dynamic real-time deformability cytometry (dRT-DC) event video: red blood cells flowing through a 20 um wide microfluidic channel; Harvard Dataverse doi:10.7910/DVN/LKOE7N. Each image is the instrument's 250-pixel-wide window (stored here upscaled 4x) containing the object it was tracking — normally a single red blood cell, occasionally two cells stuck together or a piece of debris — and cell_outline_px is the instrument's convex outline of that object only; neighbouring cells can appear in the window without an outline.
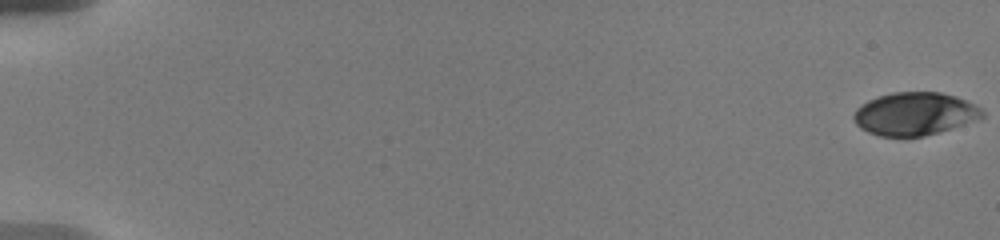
{"species": "human", "species_latin": "Homo sapiens", "temperature_condition": "warm", "stored_images_in_passage": 27, "camera_frame_rate_fps": 3000, "um_per_image_px": 0.085, "donor": {"sex": "male"}, "frame": {"image": 1, "passage_image": 1, "time_ms": 0.0, "image_size_px": [1000, 240], "cell_outline_px": [[984, 116], [924, 136], [880, 136], [868, 132], [860, 128], [856, 124], [852, 116], [856, 108], [868, 100], [892, 92], [940, 92], [956, 96], [980, 108], [984, 112]], "centroid_in_image_um": [77.67, 9.66], "position_along_channel_um": 7.3, "area_um2": 31.56}}
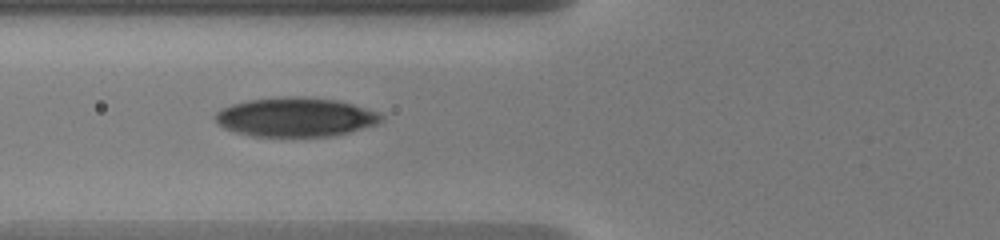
{"frame": {"image": 2, "passage_image": 24, "time_ms": 7.667, "image_size_px": [1000, 240], "cell_outline_px": [[384, 116], [376, 124], [348, 132], [332, 136], [252, 136], [236, 132], [224, 128], [216, 120], [216, 112], [232, 104], [248, 100], [288, 96], [300, 96], [340, 100], [376, 112]], "centroid_in_image_um": [25.11, 9.95], "position_along_channel_um": 100.7, "area_um2": 37.45}}
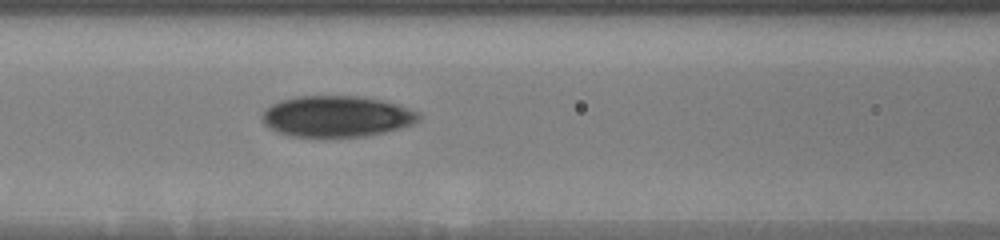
{"frame": {"image": 3, "passage_image": 27, "time_ms": 8.667, "image_size_px": [1000, 240], "cell_outline_px": [[420, 120], [412, 124], [384, 132], [364, 136], [288, 136], [268, 128], [264, 124], [260, 116], [264, 108], [280, 100], [296, 96], [364, 96], [384, 100], [408, 108], [416, 112], [420, 116]], "centroid_in_image_um": [28.56, 9.87], "position_along_channel_um": 138.0, "area_um2": 37.57}}